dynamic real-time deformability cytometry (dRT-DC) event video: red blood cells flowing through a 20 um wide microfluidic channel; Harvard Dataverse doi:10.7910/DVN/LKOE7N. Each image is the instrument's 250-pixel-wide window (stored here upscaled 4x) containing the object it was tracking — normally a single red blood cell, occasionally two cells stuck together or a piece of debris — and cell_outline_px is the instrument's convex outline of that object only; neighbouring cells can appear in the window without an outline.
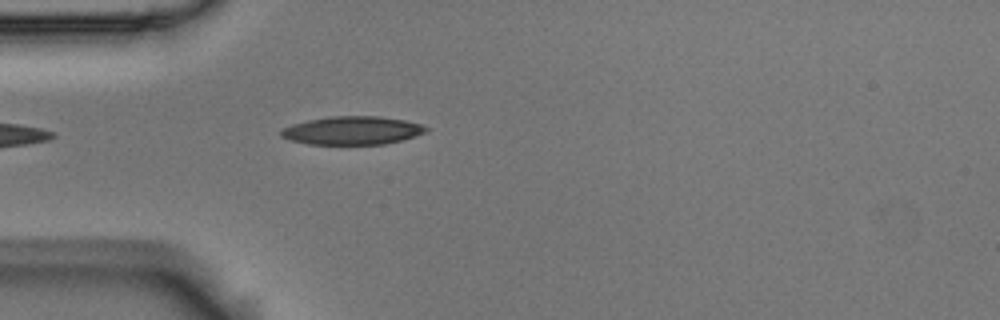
{"species": "Egyptian fruit bat (a non-hibernating species)", "species_latin": "Rousettus aegyptiacus", "temperature_condition": "room temperature", "stored_images_in_passage": 2, "camera_frame_rate_fps": 3000, "um_per_image_px": 0.085, "animal": {"sex": "male"}, "frame": {"image": 1, "passage_image": 2, "time_ms": 0.333, "image_size_px": [1000, 320], "cell_outline_px": [[428, 128], [424, 132], [416, 136], [384, 144], [308, 144], [292, 140], [280, 136], [280, 128], [292, 124], [308, 120], [332, 116], [380, 116], [404, 120], [420, 124]], "centroid_in_image_um": [29.91, 11.08], "position_along_channel_um": 55.1, "area_um2": 23.76}}